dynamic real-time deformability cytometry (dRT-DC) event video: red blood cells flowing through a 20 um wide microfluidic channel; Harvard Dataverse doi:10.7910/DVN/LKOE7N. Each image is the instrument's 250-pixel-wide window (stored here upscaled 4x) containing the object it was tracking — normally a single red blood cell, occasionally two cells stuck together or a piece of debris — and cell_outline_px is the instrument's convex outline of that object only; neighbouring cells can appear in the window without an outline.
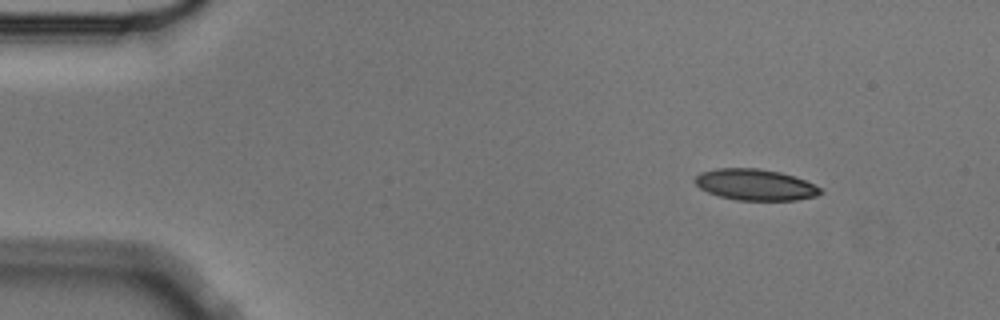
{"species": "Egyptian fruit bat (a non-hibernating species)", "species_latin": "Rousettus aegyptiacus", "temperature_condition": "cold", "stored_images_in_passage": 8, "camera_frame_rate_fps": 3000, "um_per_image_px": 0.085, "animal": {"sex": "male"}, "frame": {"image": 1, "passage_image": 1, "time_ms": 0.0, "image_size_px": [1000, 320], "cell_outline_px": [[824, 192], [816, 196], [796, 200], [736, 200], [720, 196], [708, 192], [700, 188], [692, 180], [700, 172], [716, 168], [756, 168], [780, 172], [796, 176], [824, 188]], "centroid_in_image_um": [64.23, 15.69], "position_along_channel_um": 20.8, "area_um2": 23.06}}
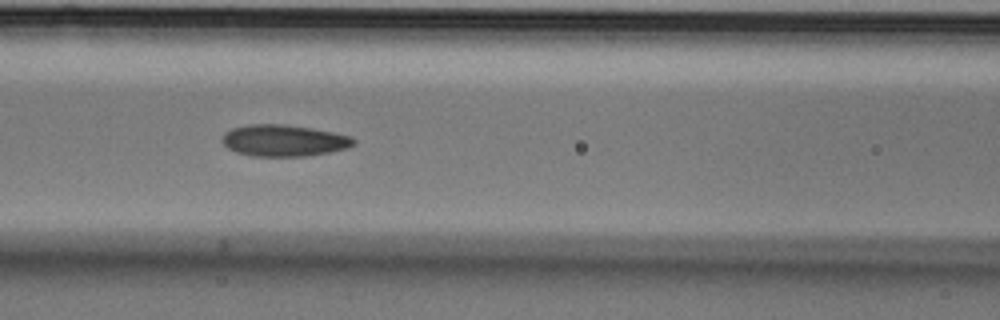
{"frame": {"image": 2, "passage_image": 5, "time_ms": 1.333, "image_size_px": [1000, 320], "cell_outline_px": [[356, 144], [348, 148], [332, 152], [308, 156], [252, 156], [236, 152], [228, 148], [224, 144], [224, 132], [232, 128], [248, 124], [284, 124], [312, 128], [352, 136], [356, 140]], "centroid_in_image_um": [24.18, 11.95], "position_along_channel_um": 142.4, "area_um2": 24.33}}
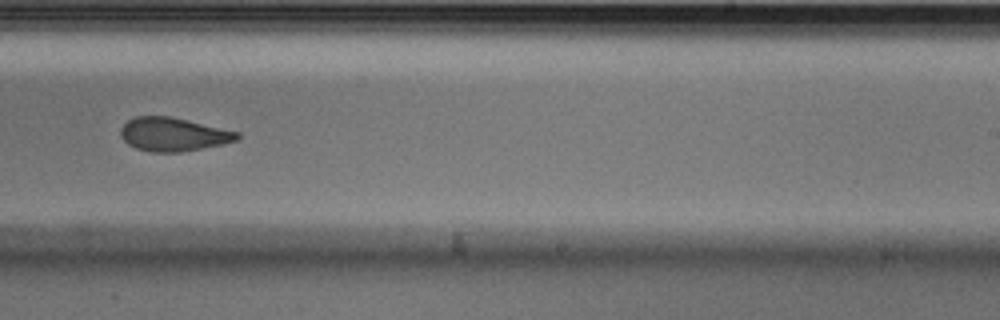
{"frame": {"image": 3, "passage_image": 8, "time_ms": 2.333, "image_size_px": [1000, 320], "cell_outline_px": [[240, 140], [224, 144], [180, 152], [152, 152], [136, 148], [128, 144], [120, 136], [120, 128], [128, 120], [136, 116], [168, 116], [188, 120], [240, 132]], "centroid_in_image_um": [14.75, 11.42], "position_along_channel_um": 274.3, "area_um2": 22.89}}